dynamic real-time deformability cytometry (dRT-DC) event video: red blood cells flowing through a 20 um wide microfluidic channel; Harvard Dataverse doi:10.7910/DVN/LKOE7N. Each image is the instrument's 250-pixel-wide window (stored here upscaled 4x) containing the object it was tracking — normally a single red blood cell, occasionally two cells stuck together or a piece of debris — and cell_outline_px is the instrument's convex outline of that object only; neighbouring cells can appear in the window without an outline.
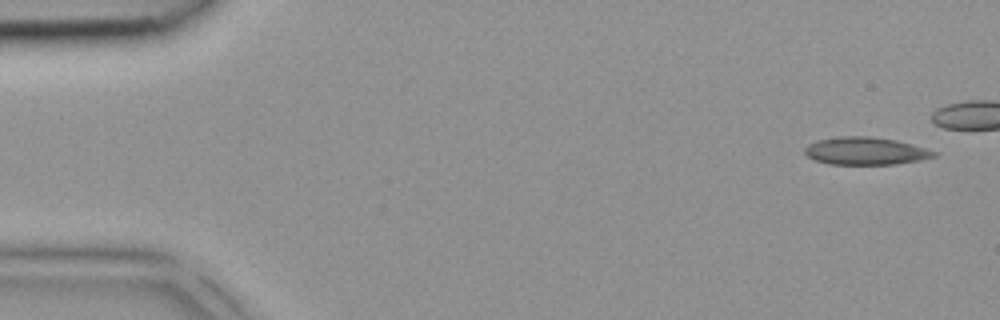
{"species": "common noctule bat (a hibernating species)", "species_latin": "Nyctalus noctula", "temperature_condition": "room temperature", "stored_images_in_passage": 5, "camera_frame_rate_fps": 3000, "um_per_image_px": 0.085, "animal": {"sex": "female", "body_mass_g": 18.4}, "frame": {"image": 1, "passage_image": 1, "time_ms": 0.0, "image_size_px": [1000, 320], "cell_outline_px": [[936, 156], [920, 160], [896, 164], [828, 164], [816, 160], [808, 156], [804, 152], [804, 148], [808, 144], [820, 140], [844, 136], [872, 136], [896, 140], [912, 144], [936, 152]], "centroid_in_image_um": [73.57, 12.83], "position_along_channel_um": 11.4, "area_um2": 20.58}}
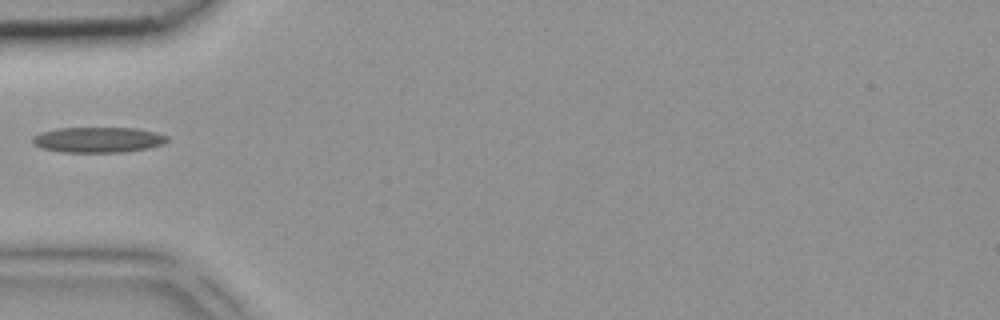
{"frame": {"image": 2, "passage_image": 5, "time_ms": 1.333, "image_size_px": [1000, 320], "cell_outline_px": [[168, 140], [164, 144], [148, 148], [124, 152], [60, 152], [40, 148], [32, 144], [32, 136], [40, 132], [56, 128], [136, 128], [156, 132], [168, 136]], "centroid_in_image_um": [8.3, 11.88], "position_along_channel_um": 76.7, "area_um2": 20.23}}